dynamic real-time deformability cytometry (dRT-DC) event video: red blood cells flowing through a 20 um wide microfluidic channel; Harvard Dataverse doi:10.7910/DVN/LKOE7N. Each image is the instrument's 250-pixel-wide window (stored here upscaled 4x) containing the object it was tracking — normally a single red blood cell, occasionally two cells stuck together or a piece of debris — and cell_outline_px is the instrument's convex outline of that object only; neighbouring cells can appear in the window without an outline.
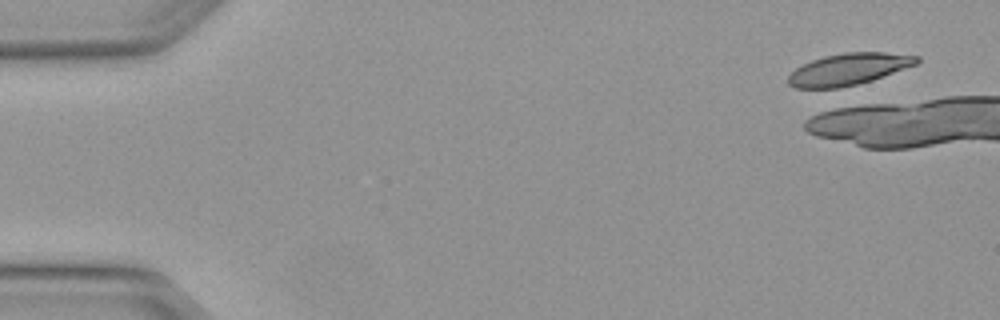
{"species": "Egyptian fruit bat (a non-hibernating species)", "species_latin": "Rousettus aegyptiacus", "temperature_condition": "warm", "stored_images_in_passage": 1, "camera_frame_rate_fps": 3000, "um_per_image_px": 0.085, "animal": {"sex": "female"}, "frame": {"image": 1, "passage_image": 1, "time_ms": 0.0, "image_size_px": [1000, 320], "cell_outline_px": [[920, 60], [916, 64], [872, 80], [840, 88], [796, 88], [788, 84], [788, 76], [796, 68], [812, 60], [824, 56], [844, 52], [884, 52], [920, 56]], "centroid_in_image_um": [72.12, 5.88], "position_along_channel_um": 12.9, "area_um2": 23.58}}